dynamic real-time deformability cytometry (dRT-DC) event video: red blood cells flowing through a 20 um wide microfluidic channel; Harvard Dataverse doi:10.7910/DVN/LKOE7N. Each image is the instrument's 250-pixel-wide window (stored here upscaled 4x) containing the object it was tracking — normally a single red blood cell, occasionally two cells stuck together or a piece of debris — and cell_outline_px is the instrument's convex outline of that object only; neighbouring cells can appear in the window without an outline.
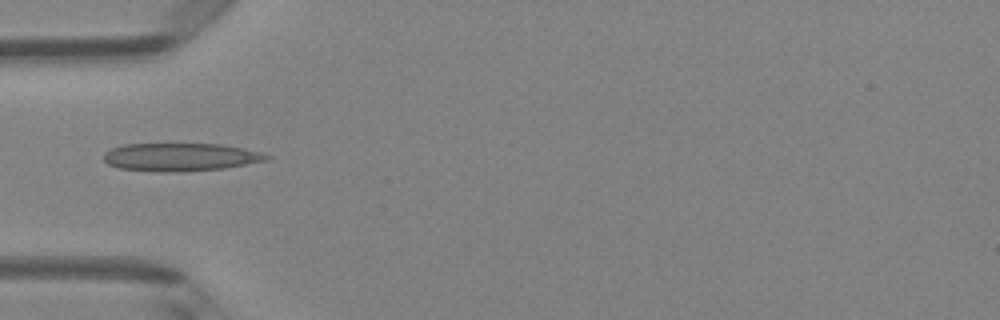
{"species": "Egyptian fruit bat (a non-hibernating species)", "species_latin": "Rousettus aegyptiacus", "temperature_condition": "room temperature", "stored_images_in_passage": 1, "camera_frame_rate_fps": 3000, "um_per_image_px": 0.085, "animal": {"sex": "female"}, "frame": {"image": 1, "passage_image": 1, "time_ms": 0.0, "image_size_px": [1000, 320], "cell_outline_px": [[272, 156], [268, 160], [224, 168], [176, 172], [160, 172], [120, 168], [108, 164], [104, 160], [104, 152], [112, 148], [124, 144], [220, 144], [244, 148], [260, 152]], "centroid_in_image_um": [15.34, 13.35], "position_along_channel_um": 69.7, "area_um2": 26.53}}